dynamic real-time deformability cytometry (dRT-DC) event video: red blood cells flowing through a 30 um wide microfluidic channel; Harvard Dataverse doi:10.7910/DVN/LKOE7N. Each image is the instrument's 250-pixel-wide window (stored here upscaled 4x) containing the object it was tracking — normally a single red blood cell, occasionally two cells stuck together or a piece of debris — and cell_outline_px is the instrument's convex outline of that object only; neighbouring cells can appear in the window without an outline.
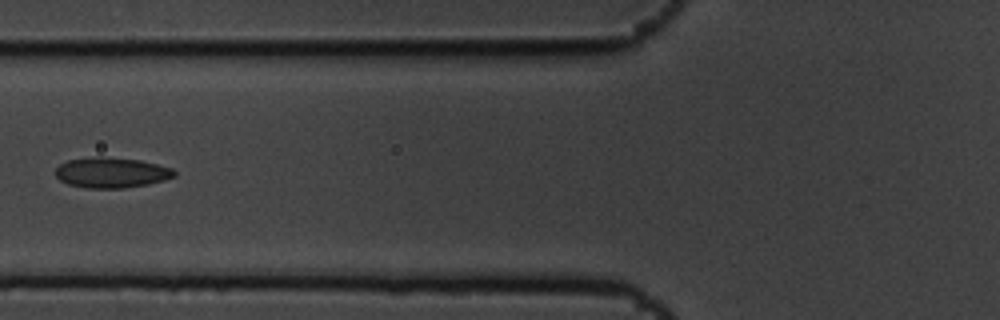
{"species": "common noctule bat (a hibernating species)", "species_latin": "Nyctalus noctula", "temperature_condition": "cold", "stored_images_in_passage": 9, "camera_frame_rate_fps": 3000, "um_per_image_px": 0.085, "animal": {"sex": "male", "body_mass_g": 19.5, "forearm_length_mm": 54.6}, "frame": {"image": 1, "passage_image": 6, "time_ms": 1.667, "image_size_px": [1000, 320], "cell_outline_px": [[176, 176], [164, 180], [148, 184], [124, 188], [84, 188], [68, 184], [60, 180], [56, 176], [56, 168], [60, 164], [68, 160], [96, 156], [100, 156], [140, 160], [172, 168], [176, 172]], "centroid_in_image_um": [9.47, 14.67], "position_along_channel_um": 116.3, "area_um2": 21.1}}
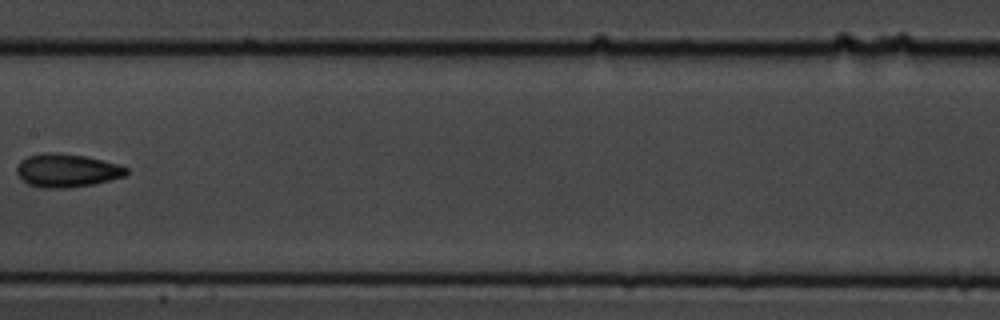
{"frame": {"image": 2, "passage_image": 8, "time_ms": 2.333, "image_size_px": [1000, 320], "cell_outline_px": [[128, 172], [124, 176], [92, 184], [68, 188], [40, 188], [28, 184], [16, 172], [16, 168], [20, 160], [28, 156], [40, 152], [60, 152], [84, 156], [104, 160], [128, 168]], "centroid_in_image_um": [5.64, 14.47], "position_along_channel_um": 201.8, "area_um2": 21.33}}
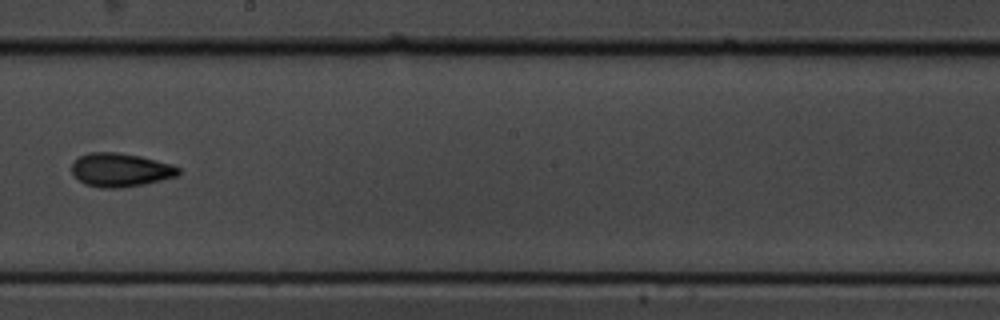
{"frame": {"image": 3, "passage_image": 9, "time_ms": 2.667, "image_size_px": [1000, 320], "cell_outline_px": [[180, 176], [144, 184], [120, 188], [100, 188], [84, 184], [72, 172], [72, 164], [80, 156], [88, 152], [116, 152], [140, 156], [172, 164], [180, 168]], "centroid_in_image_um": [10.27, 14.45], "position_along_channel_um": 237.9, "area_um2": 20.98}}